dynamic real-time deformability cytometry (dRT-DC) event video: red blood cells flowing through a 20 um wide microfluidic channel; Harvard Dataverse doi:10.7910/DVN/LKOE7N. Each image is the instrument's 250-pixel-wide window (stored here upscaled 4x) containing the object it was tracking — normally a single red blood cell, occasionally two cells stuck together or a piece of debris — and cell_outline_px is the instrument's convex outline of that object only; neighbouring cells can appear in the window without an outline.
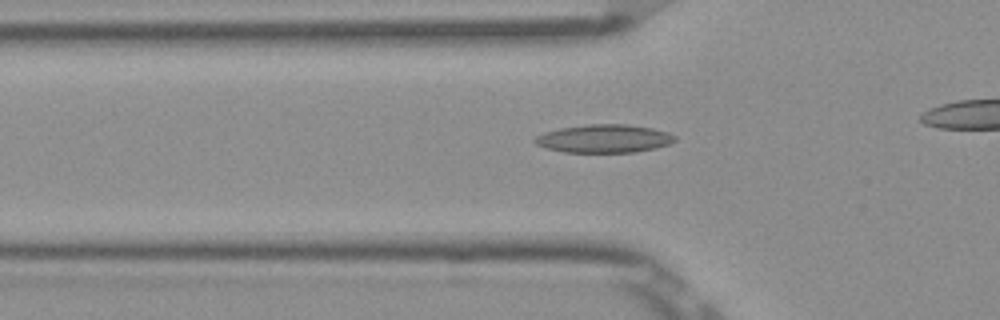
{"species": "Egyptian fruit bat (a non-hibernating species)", "species_latin": "Rousettus aegyptiacus", "temperature_condition": "room temperature", "stored_images_in_passage": 30, "camera_frame_rate_fps": 3000, "um_per_image_px": 0.085, "frame": {"image": 1, "passage_image": 5, "time_ms": 1.333, "image_size_px": [1000, 320], "cell_outline_px": [[676, 140], [668, 144], [656, 148], [636, 152], [564, 152], [548, 148], [536, 144], [532, 140], [536, 136], [544, 132], [560, 128], [588, 124], [628, 124], [652, 128], [668, 132], [676, 136]], "centroid_in_image_um": [51.36, 11.77], "position_along_channel_um": 74.4, "area_um2": 23.0}}
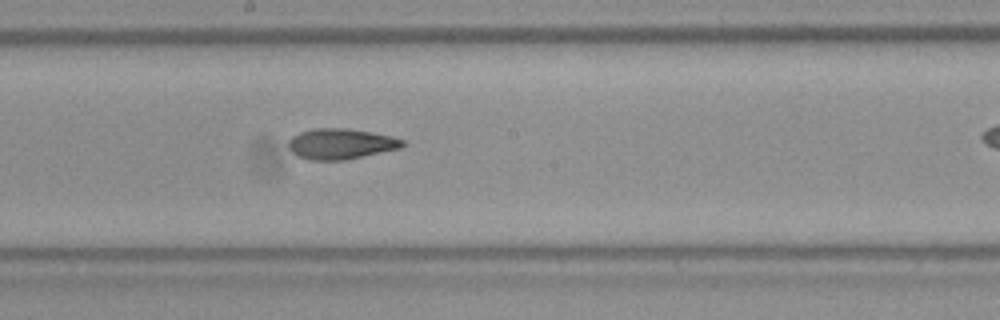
{"frame": {"image": 2, "passage_image": 16, "time_ms": 5.0, "image_size_px": [1000, 320], "cell_outline_px": [[404, 144], [400, 148], [344, 160], [312, 160], [296, 156], [288, 148], [288, 140], [292, 136], [300, 132], [312, 128], [348, 128], [372, 132], [392, 136], [404, 140]], "centroid_in_image_um": [28.93, 12.22], "position_along_channel_um": 219.3, "area_um2": 20.4}}
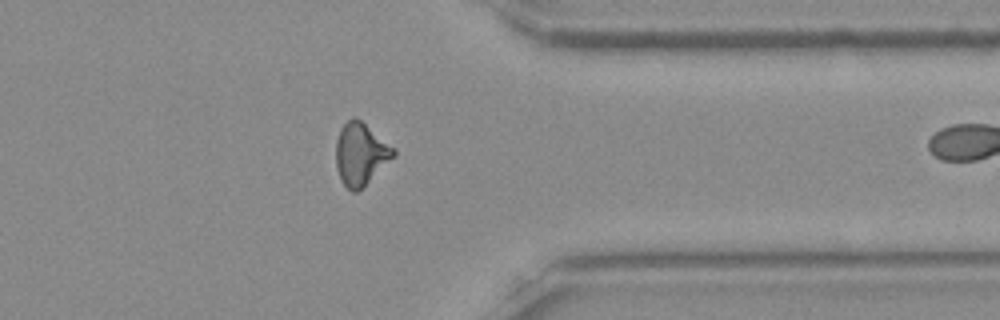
{"frame": {"image": 3, "passage_image": 29, "time_ms": 9.333, "image_size_px": [1000, 320], "cell_outline_px": [[396, 156], [356, 192], [352, 192], [340, 180], [336, 168], [336, 140], [340, 128], [352, 116], [356, 116], [396, 148]], "centroid_in_image_um": [30.66, 13.05], "position_along_channel_um": 380.7, "area_um2": 21.04}}